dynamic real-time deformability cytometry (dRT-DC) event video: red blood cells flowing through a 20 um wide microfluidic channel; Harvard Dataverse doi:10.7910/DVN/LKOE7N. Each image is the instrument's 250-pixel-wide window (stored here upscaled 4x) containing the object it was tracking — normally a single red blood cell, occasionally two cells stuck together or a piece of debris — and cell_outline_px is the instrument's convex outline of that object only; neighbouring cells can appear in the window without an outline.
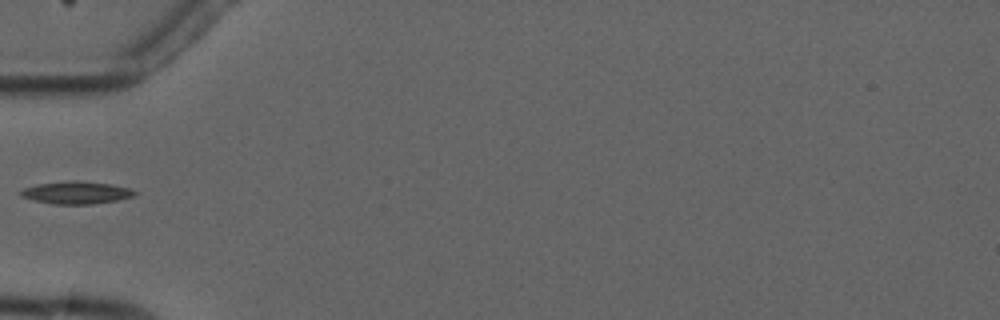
{"species": "common noctule bat (a hibernating species)", "species_latin": "Nyctalus noctula", "temperature_condition": "cold", "stored_images_in_passage": 3, "camera_frame_rate_fps": 3000, "um_per_image_px": 0.085, "animal": {"sex": "male", "forearm_length_mm": 52.5}, "frame": {"image": 1, "passage_image": 2, "time_ms": 1.333, "image_size_px": [1000, 320], "cell_outline_px": [[136, 196], [116, 200], [92, 204], [52, 204], [20, 196], [20, 192], [24, 188], [40, 184], [68, 180], [76, 180], [112, 184], [132, 188], [136, 192]], "centroid_in_image_um": [6.54, 16.36], "position_along_channel_um": 78.5, "area_um2": 14.91}}
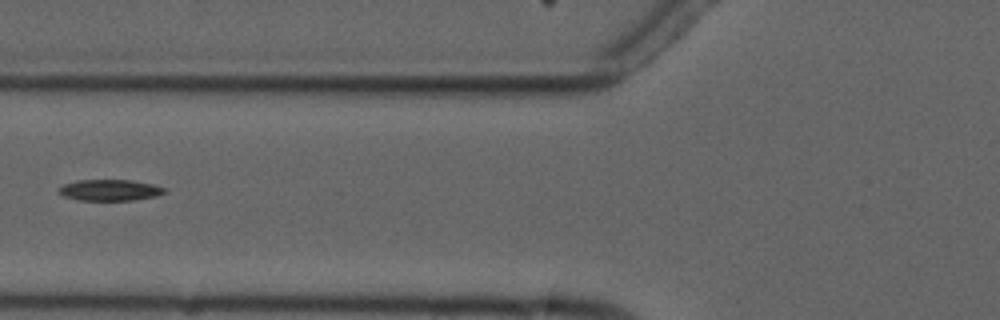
{"frame": {"image": 2, "passage_image": 3, "time_ms": 2.333, "image_size_px": [1000, 320], "cell_outline_px": [[168, 192], [156, 196], [136, 200], [80, 200], [64, 196], [56, 192], [56, 188], [64, 184], [76, 180], [132, 180], [152, 184], [168, 188]], "centroid_in_image_um": [9.35, 16.15], "position_along_channel_um": 116.5, "area_um2": 13.29}}